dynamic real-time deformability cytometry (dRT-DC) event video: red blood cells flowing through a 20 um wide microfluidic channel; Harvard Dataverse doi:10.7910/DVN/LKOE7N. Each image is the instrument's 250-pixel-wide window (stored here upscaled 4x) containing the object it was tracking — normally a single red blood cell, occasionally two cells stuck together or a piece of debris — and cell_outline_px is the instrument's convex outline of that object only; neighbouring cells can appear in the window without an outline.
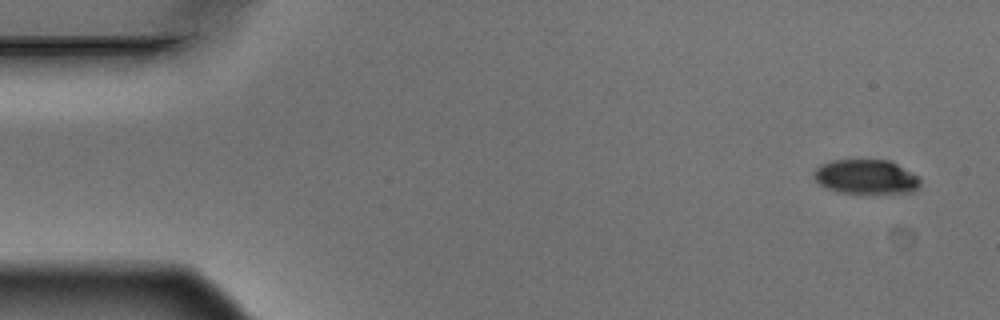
{"species": "Egyptian fruit bat (a non-hibernating species)", "species_latin": "Rousettus aegyptiacus", "temperature_condition": "warm", "stored_images_in_passage": 7, "camera_frame_rate_fps": 3000, "um_per_image_px": 0.085, "animal": {"sex": "male"}, "frame": {"image": 1, "passage_image": 1, "time_ms": 0.0, "image_size_px": [1000, 320], "cell_outline_px": [[920, 188], [912, 192], [836, 192], [820, 184], [812, 176], [812, 172], [820, 164], [832, 160], [888, 160], [920, 176]], "centroid_in_image_um": [73.6, 15.01], "position_along_channel_um": 11.4, "area_um2": 21.21}}
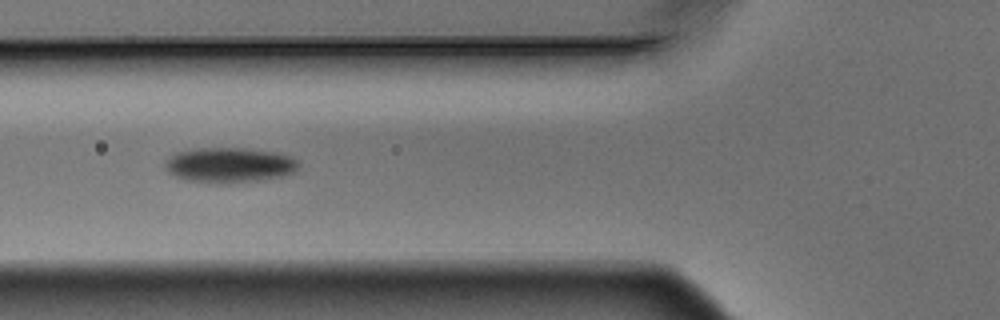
{"frame": {"image": 2, "passage_image": 6, "time_ms": 1.667, "image_size_px": [1000, 320], "cell_outline_px": [[300, 168], [292, 172], [280, 176], [264, 180], [232, 184], [184, 180], [168, 172], [164, 164], [176, 152], [196, 148], [244, 148], [280, 152], [292, 156], [300, 160]], "centroid_in_image_um": [19.58, 14.03], "position_along_channel_um": 106.2, "area_um2": 27.69}}
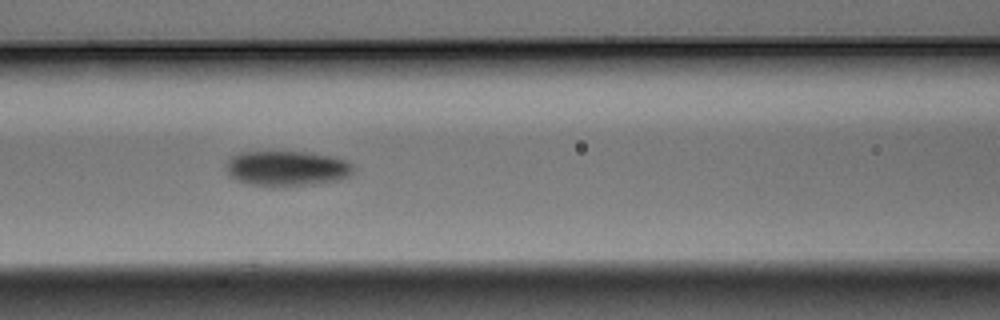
{"frame": {"image": 3, "passage_image": 7, "time_ms": 2.0, "image_size_px": [1000, 320], "cell_outline_px": [[352, 172], [348, 176], [340, 180], [312, 184], [280, 188], [272, 188], [248, 184], [236, 180], [228, 176], [224, 168], [228, 156], [240, 152], [304, 152], [336, 156], [348, 160], [352, 164]], "centroid_in_image_um": [24.32, 14.33], "position_along_channel_um": 142.3, "area_um2": 26.99}}